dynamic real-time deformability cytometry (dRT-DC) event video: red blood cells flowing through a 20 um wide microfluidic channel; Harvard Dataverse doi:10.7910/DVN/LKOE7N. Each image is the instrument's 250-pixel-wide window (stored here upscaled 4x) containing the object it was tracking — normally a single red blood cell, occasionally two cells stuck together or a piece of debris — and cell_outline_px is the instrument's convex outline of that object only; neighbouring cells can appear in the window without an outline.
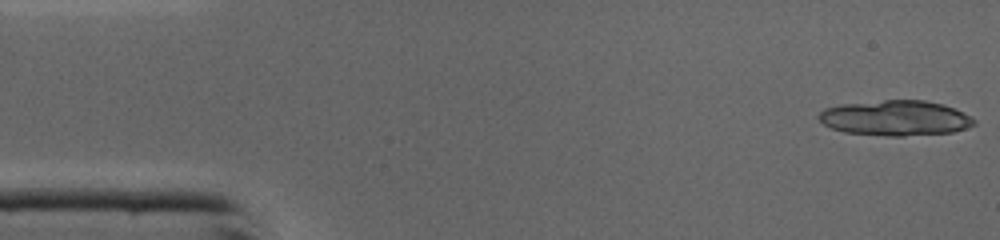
{"species": "common noctule bat (a hibernating species)", "species_latin": "Nyctalus noctula", "temperature_condition": "cold", "stored_images_in_passage": 34, "camera_frame_rate_fps": 3000, "um_per_image_px": 0.085, "animal": {"sex": "male", "body_mass_g": 19.0, "forearm_length_mm": 50.8}, "frame": {"image": 1, "passage_image": 1, "time_ms": 0.0, "image_size_px": [1000, 240], "cell_outline_px": [[976, 124], [952, 132], [904, 136], [888, 136], [844, 132], [832, 128], [824, 124], [816, 116], [824, 108], [844, 104], [884, 100], [924, 100], [944, 104], [976, 120]], "centroid_in_image_um": [76.08, 10.03], "position_along_channel_um": 8.9, "area_um2": 31.67}}